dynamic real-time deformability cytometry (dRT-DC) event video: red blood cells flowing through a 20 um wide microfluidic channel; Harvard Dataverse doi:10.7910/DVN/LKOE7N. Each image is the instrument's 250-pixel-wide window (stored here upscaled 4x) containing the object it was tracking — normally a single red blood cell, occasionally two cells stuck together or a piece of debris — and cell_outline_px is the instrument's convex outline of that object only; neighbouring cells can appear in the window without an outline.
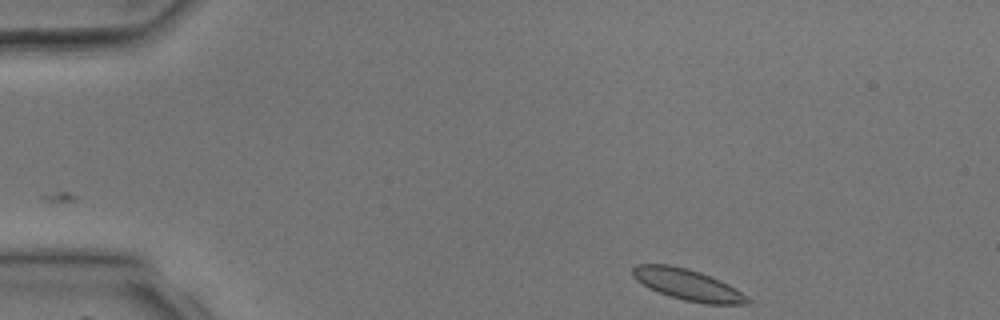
{"species": "common noctule bat (a hibernating species)", "species_latin": "Nyctalus noctula", "temperature_condition": "room temperature", "stored_images_in_passage": 4, "camera_frame_rate_fps": 3000, "um_per_image_px": 0.085, "animal": {"sex": "male", "body_mass_g": 17.9, "forearm_length_mm": 54.2}, "frame": {"image": 1, "passage_image": 1, "time_ms": 0.0, "image_size_px": [1000, 320], "cell_outline_px": [[752, 304], [704, 304], [684, 300], [648, 288], [636, 280], [632, 276], [632, 268], [636, 264], [668, 264], [688, 268], [700, 272], [720, 280], [736, 288], [752, 300]], "centroid_in_image_um": [58.47, 24.19], "position_along_channel_um": 26.5, "area_um2": 20.92}}
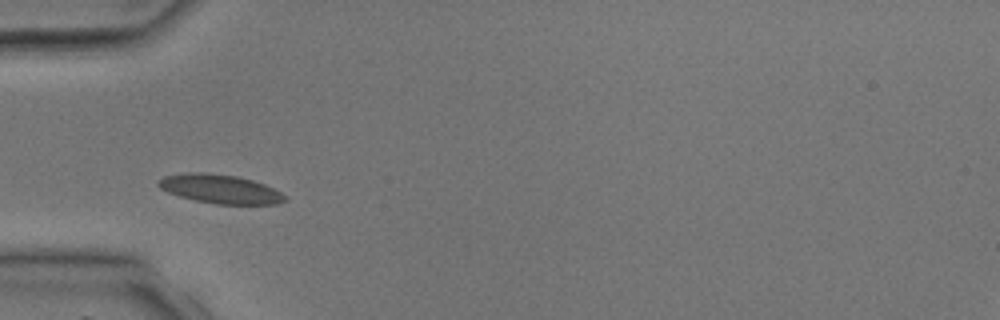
{"frame": {"image": 2, "passage_image": 3, "time_ms": 2.333, "image_size_px": [1000, 320], "cell_outline_px": [[288, 200], [276, 204], [216, 204], [196, 200], [180, 196], [168, 192], [160, 188], [156, 184], [156, 180], [164, 176], [188, 172], [204, 172], [236, 176], [252, 180], [264, 184], [280, 192]], "centroid_in_image_um": [18.68, 16.05], "position_along_channel_um": 66.3, "area_um2": 21.21}}